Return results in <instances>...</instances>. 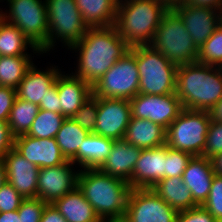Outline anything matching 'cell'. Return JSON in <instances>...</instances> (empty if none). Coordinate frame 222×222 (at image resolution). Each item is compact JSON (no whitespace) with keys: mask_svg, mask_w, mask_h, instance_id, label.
Wrapping results in <instances>:
<instances>
[{"mask_svg":"<svg viewBox=\"0 0 222 222\" xmlns=\"http://www.w3.org/2000/svg\"><path fill=\"white\" fill-rule=\"evenodd\" d=\"M129 49L114 26L88 28L70 48L79 53L73 74L93 86Z\"/></svg>","mask_w":222,"mask_h":222,"instance_id":"obj_1","label":"cell"},{"mask_svg":"<svg viewBox=\"0 0 222 222\" xmlns=\"http://www.w3.org/2000/svg\"><path fill=\"white\" fill-rule=\"evenodd\" d=\"M77 186L103 222L123 220L132 190L128 182L99 169H81Z\"/></svg>","mask_w":222,"mask_h":222,"instance_id":"obj_2","label":"cell"},{"mask_svg":"<svg viewBox=\"0 0 222 222\" xmlns=\"http://www.w3.org/2000/svg\"><path fill=\"white\" fill-rule=\"evenodd\" d=\"M176 94L183 109L209 112L222 98V67L197 61L178 66Z\"/></svg>","mask_w":222,"mask_h":222,"instance_id":"obj_3","label":"cell"},{"mask_svg":"<svg viewBox=\"0 0 222 222\" xmlns=\"http://www.w3.org/2000/svg\"><path fill=\"white\" fill-rule=\"evenodd\" d=\"M168 9L162 0H119L114 27L130 48L150 45Z\"/></svg>","mask_w":222,"mask_h":222,"instance_id":"obj_4","label":"cell"},{"mask_svg":"<svg viewBox=\"0 0 222 222\" xmlns=\"http://www.w3.org/2000/svg\"><path fill=\"white\" fill-rule=\"evenodd\" d=\"M150 46L177 66L196 62L199 53L182 19L171 7L163 14Z\"/></svg>","mask_w":222,"mask_h":222,"instance_id":"obj_5","label":"cell"},{"mask_svg":"<svg viewBox=\"0 0 222 222\" xmlns=\"http://www.w3.org/2000/svg\"><path fill=\"white\" fill-rule=\"evenodd\" d=\"M136 54L139 72V93L166 95L176 93L178 66L166 59L150 45L130 48Z\"/></svg>","mask_w":222,"mask_h":222,"instance_id":"obj_6","label":"cell"},{"mask_svg":"<svg viewBox=\"0 0 222 222\" xmlns=\"http://www.w3.org/2000/svg\"><path fill=\"white\" fill-rule=\"evenodd\" d=\"M48 18V41L41 53H48L55 47L56 40L70 49L86 34L84 23L75 0H45Z\"/></svg>","mask_w":222,"mask_h":222,"instance_id":"obj_7","label":"cell"},{"mask_svg":"<svg viewBox=\"0 0 222 222\" xmlns=\"http://www.w3.org/2000/svg\"><path fill=\"white\" fill-rule=\"evenodd\" d=\"M210 122L208 111L183 109L166 129V145L192 156H202Z\"/></svg>","mask_w":222,"mask_h":222,"instance_id":"obj_8","label":"cell"},{"mask_svg":"<svg viewBox=\"0 0 222 222\" xmlns=\"http://www.w3.org/2000/svg\"><path fill=\"white\" fill-rule=\"evenodd\" d=\"M7 2L9 10L5 13L0 9V17L18 27L30 43L41 51L47 44L49 34L46 1L7 0Z\"/></svg>","mask_w":222,"mask_h":222,"instance_id":"obj_9","label":"cell"},{"mask_svg":"<svg viewBox=\"0 0 222 222\" xmlns=\"http://www.w3.org/2000/svg\"><path fill=\"white\" fill-rule=\"evenodd\" d=\"M139 79L136 54L129 49L92 86L93 95L96 97L131 100L139 93Z\"/></svg>","mask_w":222,"mask_h":222,"instance_id":"obj_10","label":"cell"},{"mask_svg":"<svg viewBox=\"0 0 222 222\" xmlns=\"http://www.w3.org/2000/svg\"><path fill=\"white\" fill-rule=\"evenodd\" d=\"M178 212L152 188L132 189L121 222H176Z\"/></svg>","mask_w":222,"mask_h":222,"instance_id":"obj_11","label":"cell"},{"mask_svg":"<svg viewBox=\"0 0 222 222\" xmlns=\"http://www.w3.org/2000/svg\"><path fill=\"white\" fill-rule=\"evenodd\" d=\"M130 101L131 117L147 119L167 129L183 110L176 93L148 95L138 93Z\"/></svg>","mask_w":222,"mask_h":222,"instance_id":"obj_12","label":"cell"},{"mask_svg":"<svg viewBox=\"0 0 222 222\" xmlns=\"http://www.w3.org/2000/svg\"><path fill=\"white\" fill-rule=\"evenodd\" d=\"M74 165L68 160L59 166L41 168L38 174L37 198L53 204L75 189L80 169L74 170Z\"/></svg>","mask_w":222,"mask_h":222,"instance_id":"obj_13","label":"cell"},{"mask_svg":"<svg viewBox=\"0 0 222 222\" xmlns=\"http://www.w3.org/2000/svg\"><path fill=\"white\" fill-rule=\"evenodd\" d=\"M131 118L129 100L98 97L95 134L112 140H122Z\"/></svg>","mask_w":222,"mask_h":222,"instance_id":"obj_14","label":"cell"},{"mask_svg":"<svg viewBox=\"0 0 222 222\" xmlns=\"http://www.w3.org/2000/svg\"><path fill=\"white\" fill-rule=\"evenodd\" d=\"M180 16L195 45L200 48L221 23V10L181 1L171 6Z\"/></svg>","mask_w":222,"mask_h":222,"instance_id":"obj_15","label":"cell"},{"mask_svg":"<svg viewBox=\"0 0 222 222\" xmlns=\"http://www.w3.org/2000/svg\"><path fill=\"white\" fill-rule=\"evenodd\" d=\"M14 149L39 169L59 166L68 161L55 138H34L21 135L14 139Z\"/></svg>","mask_w":222,"mask_h":222,"instance_id":"obj_16","label":"cell"},{"mask_svg":"<svg viewBox=\"0 0 222 222\" xmlns=\"http://www.w3.org/2000/svg\"><path fill=\"white\" fill-rule=\"evenodd\" d=\"M6 181L24 198H37L39 168L30 163L14 148L4 157Z\"/></svg>","mask_w":222,"mask_h":222,"instance_id":"obj_17","label":"cell"},{"mask_svg":"<svg viewBox=\"0 0 222 222\" xmlns=\"http://www.w3.org/2000/svg\"><path fill=\"white\" fill-rule=\"evenodd\" d=\"M165 157L166 144L157 148L142 149L129 182L131 188H152L165 178Z\"/></svg>","mask_w":222,"mask_h":222,"instance_id":"obj_18","label":"cell"},{"mask_svg":"<svg viewBox=\"0 0 222 222\" xmlns=\"http://www.w3.org/2000/svg\"><path fill=\"white\" fill-rule=\"evenodd\" d=\"M57 92L60 98V113L65 118H71L93 95L90 84L75 76L73 72L65 75L62 71L57 77Z\"/></svg>","mask_w":222,"mask_h":222,"instance_id":"obj_19","label":"cell"},{"mask_svg":"<svg viewBox=\"0 0 222 222\" xmlns=\"http://www.w3.org/2000/svg\"><path fill=\"white\" fill-rule=\"evenodd\" d=\"M141 151V148L127 143L124 139L115 140L108 157L98 169L129 183Z\"/></svg>","mask_w":222,"mask_h":222,"instance_id":"obj_20","label":"cell"},{"mask_svg":"<svg viewBox=\"0 0 222 222\" xmlns=\"http://www.w3.org/2000/svg\"><path fill=\"white\" fill-rule=\"evenodd\" d=\"M46 69L45 71L37 69V66L33 63L16 89L17 97L40 105L44 101L48 89L55 83L61 72L58 66L55 67V65Z\"/></svg>","mask_w":222,"mask_h":222,"instance_id":"obj_21","label":"cell"},{"mask_svg":"<svg viewBox=\"0 0 222 222\" xmlns=\"http://www.w3.org/2000/svg\"><path fill=\"white\" fill-rule=\"evenodd\" d=\"M214 175L211 159L193 156L188 162L182 179L198 206H202L206 201Z\"/></svg>","mask_w":222,"mask_h":222,"instance_id":"obj_22","label":"cell"},{"mask_svg":"<svg viewBox=\"0 0 222 222\" xmlns=\"http://www.w3.org/2000/svg\"><path fill=\"white\" fill-rule=\"evenodd\" d=\"M123 139L141 149L157 148L166 144V129L150 120L131 117Z\"/></svg>","mask_w":222,"mask_h":222,"instance_id":"obj_23","label":"cell"},{"mask_svg":"<svg viewBox=\"0 0 222 222\" xmlns=\"http://www.w3.org/2000/svg\"><path fill=\"white\" fill-rule=\"evenodd\" d=\"M114 140L89 133L79 146L77 154L70 160L82 169H98L108 157Z\"/></svg>","mask_w":222,"mask_h":222,"instance_id":"obj_24","label":"cell"},{"mask_svg":"<svg viewBox=\"0 0 222 222\" xmlns=\"http://www.w3.org/2000/svg\"><path fill=\"white\" fill-rule=\"evenodd\" d=\"M53 205L66 222H103L78 186L57 199Z\"/></svg>","mask_w":222,"mask_h":222,"instance_id":"obj_25","label":"cell"},{"mask_svg":"<svg viewBox=\"0 0 222 222\" xmlns=\"http://www.w3.org/2000/svg\"><path fill=\"white\" fill-rule=\"evenodd\" d=\"M152 190L177 212L198 207L182 177L162 178Z\"/></svg>","mask_w":222,"mask_h":222,"instance_id":"obj_26","label":"cell"},{"mask_svg":"<svg viewBox=\"0 0 222 222\" xmlns=\"http://www.w3.org/2000/svg\"><path fill=\"white\" fill-rule=\"evenodd\" d=\"M119 0H75L88 28L114 26Z\"/></svg>","mask_w":222,"mask_h":222,"instance_id":"obj_27","label":"cell"},{"mask_svg":"<svg viewBox=\"0 0 222 222\" xmlns=\"http://www.w3.org/2000/svg\"><path fill=\"white\" fill-rule=\"evenodd\" d=\"M28 47L34 54H42L18 27L0 17V56H31L26 52Z\"/></svg>","mask_w":222,"mask_h":222,"instance_id":"obj_28","label":"cell"},{"mask_svg":"<svg viewBox=\"0 0 222 222\" xmlns=\"http://www.w3.org/2000/svg\"><path fill=\"white\" fill-rule=\"evenodd\" d=\"M88 134L89 132L81 128L72 118H65L55 140L65 158L71 160Z\"/></svg>","mask_w":222,"mask_h":222,"instance_id":"obj_29","label":"cell"},{"mask_svg":"<svg viewBox=\"0 0 222 222\" xmlns=\"http://www.w3.org/2000/svg\"><path fill=\"white\" fill-rule=\"evenodd\" d=\"M32 64L31 56H0V86L17 89Z\"/></svg>","mask_w":222,"mask_h":222,"instance_id":"obj_30","label":"cell"},{"mask_svg":"<svg viewBox=\"0 0 222 222\" xmlns=\"http://www.w3.org/2000/svg\"><path fill=\"white\" fill-rule=\"evenodd\" d=\"M39 110V105L16 97L8 119V125L15 138L28 133Z\"/></svg>","mask_w":222,"mask_h":222,"instance_id":"obj_31","label":"cell"},{"mask_svg":"<svg viewBox=\"0 0 222 222\" xmlns=\"http://www.w3.org/2000/svg\"><path fill=\"white\" fill-rule=\"evenodd\" d=\"M65 117L61 113L40 109L28 133L34 138H55Z\"/></svg>","mask_w":222,"mask_h":222,"instance_id":"obj_32","label":"cell"},{"mask_svg":"<svg viewBox=\"0 0 222 222\" xmlns=\"http://www.w3.org/2000/svg\"><path fill=\"white\" fill-rule=\"evenodd\" d=\"M197 62L222 67V25L199 48Z\"/></svg>","mask_w":222,"mask_h":222,"instance_id":"obj_33","label":"cell"},{"mask_svg":"<svg viewBox=\"0 0 222 222\" xmlns=\"http://www.w3.org/2000/svg\"><path fill=\"white\" fill-rule=\"evenodd\" d=\"M98 111V97L92 95L71 117L89 133L95 132Z\"/></svg>","mask_w":222,"mask_h":222,"instance_id":"obj_34","label":"cell"},{"mask_svg":"<svg viewBox=\"0 0 222 222\" xmlns=\"http://www.w3.org/2000/svg\"><path fill=\"white\" fill-rule=\"evenodd\" d=\"M192 157L189 153L170 148L166 145L165 178L182 177Z\"/></svg>","mask_w":222,"mask_h":222,"instance_id":"obj_35","label":"cell"},{"mask_svg":"<svg viewBox=\"0 0 222 222\" xmlns=\"http://www.w3.org/2000/svg\"><path fill=\"white\" fill-rule=\"evenodd\" d=\"M202 207L218 222H222V176L214 175L208 197Z\"/></svg>","mask_w":222,"mask_h":222,"instance_id":"obj_36","label":"cell"},{"mask_svg":"<svg viewBox=\"0 0 222 222\" xmlns=\"http://www.w3.org/2000/svg\"><path fill=\"white\" fill-rule=\"evenodd\" d=\"M222 152V122L211 120L202 157L213 158Z\"/></svg>","mask_w":222,"mask_h":222,"instance_id":"obj_37","label":"cell"},{"mask_svg":"<svg viewBox=\"0 0 222 222\" xmlns=\"http://www.w3.org/2000/svg\"><path fill=\"white\" fill-rule=\"evenodd\" d=\"M47 203L39 198H25L18 208L22 222H40Z\"/></svg>","mask_w":222,"mask_h":222,"instance_id":"obj_38","label":"cell"},{"mask_svg":"<svg viewBox=\"0 0 222 222\" xmlns=\"http://www.w3.org/2000/svg\"><path fill=\"white\" fill-rule=\"evenodd\" d=\"M25 198L7 181L0 187V212L18 210Z\"/></svg>","mask_w":222,"mask_h":222,"instance_id":"obj_39","label":"cell"},{"mask_svg":"<svg viewBox=\"0 0 222 222\" xmlns=\"http://www.w3.org/2000/svg\"><path fill=\"white\" fill-rule=\"evenodd\" d=\"M176 222H218L205 208L198 206L178 212Z\"/></svg>","mask_w":222,"mask_h":222,"instance_id":"obj_40","label":"cell"},{"mask_svg":"<svg viewBox=\"0 0 222 222\" xmlns=\"http://www.w3.org/2000/svg\"><path fill=\"white\" fill-rule=\"evenodd\" d=\"M16 97V89L0 86V120L8 121Z\"/></svg>","mask_w":222,"mask_h":222,"instance_id":"obj_41","label":"cell"},{"mask_svg":"<svg viewBox=\"0 0 222 222\" xmlns=\"http://www.w3.org/2000/svg\"><path fill=\"white\" fill-rule=\"evenodd\" d=\"M14 139L8 121L0 120V159L14 148Z\"/></svg>","mask_w":222,"mask_h":222,"instance_id":"obj_42","label":"cell"},{"mask_svg":"<svg viewBox=\"0 0 222 222\" xmlns=\"http://www.w3.org/2000/svg\"><path fill=\"white\" fill-rule=\"evenodd\" d=\"M60 98L57 92V78L55 83L48 89V93L44 101L40 103L39 107L43 110H48L60 113Z\"/></svg>","mask_w":222,"mask_h":222,"instance_id":"obj_43","label":"cell"},{"mask_svg":"<svg viewBox=\"0 0 222 222\" xmlns=\"http://www.w3.org/2000/svg\"><path fill=\"white\" fill-rule=\"evenodd\" d=\"M40 222H66L53 204H47L43 210Z\"/></svg>","mask_w":222,"mask_h":222,"instance_id":"obj_44","label":"cell"},{"mask_svg":"<svg viewBox=\"0 0 222 222\" xmlns=\"http://www.w3.org/2000/svg\"><path fill=\"white\" fill-rule=\"evenodd\" d=\"M182 3L222 10V0H181Z\"/></svg>","mask_w":222,"mask_h":222,"instance_id":"obj_45","label":"cell"},{"mask_svg":"<svg viewBox=\"0 0 222 222\" xmlns=\"http://www.w3.org/2000/svg\"><path fill=\"white\" fill-rule=\"evenodd\" d=\"M0 222H22V217H19L18 210L0 212Z\"/></svg>","mask_w":222,"mask_h":222,"instance_id":"obj_46","label":"cell"},{"mask_svg":"<svg viewBox=\"0 0 222 222\" xmlns=\"http://www.w3.org/2000/svg\"><path fill=\"white\" fill-rule=\"evenodd\" d=\"M211 120L222 122V98L209 111Z\"/></svg>","mask_w":222,"mask_h":222,"instance_id":"obj_47","label":"cell"},{"mask_svg":"<svg viewBox=\"0 0 222 222\" xmlns=\"http://www.w3.org/2000/svg\"><path fill=\"white\" fill-rule=\"evenodd\" d=\"M215 175L222 176V152L211 158Z\"/></svg>","mask_w":222,"mask_h":222,"instance_id":"obj_48","label":"cell"},{"mask_svg":"<svg viewBox=\"0 0 222 222\" xmlns=\"http://www.w3.org/2000/svg\"><path fill=\"white\" fill-rule=\"evenodd\" d=\"M6 181L5 165L3 159H0V187Z\"/></svg>","mask_w":222,"mask_h":222,"instance_id":"obj_49","label":"cell"},{"mask_svg":"<svg viewBox=\"0 0 222 222\" xmlns=\"http://www.w3.org/2000/svg\"><path fill=\"white\" fill-rule=\"evenodd\" d=\"M162 1H164L169 7H171L180 2L181 0H162Z\"/></svg>","mask_w":222,"mask_h":222,"instance_id":"obj_50","label":"cell"},{"mask_svg":"<svg viewBox=\"0 0 222 222\" xmlns=\"http://www.w3.org/2000/svg\"><path fill=\"white\" fill-rule=\"evenodd\" d=\"M220 24L222 25V10H221V23Z\"/></svg>","mask_w":222,"mask_h":222,"instance_id":"obj_51","label":"cell"}]
</instances>
